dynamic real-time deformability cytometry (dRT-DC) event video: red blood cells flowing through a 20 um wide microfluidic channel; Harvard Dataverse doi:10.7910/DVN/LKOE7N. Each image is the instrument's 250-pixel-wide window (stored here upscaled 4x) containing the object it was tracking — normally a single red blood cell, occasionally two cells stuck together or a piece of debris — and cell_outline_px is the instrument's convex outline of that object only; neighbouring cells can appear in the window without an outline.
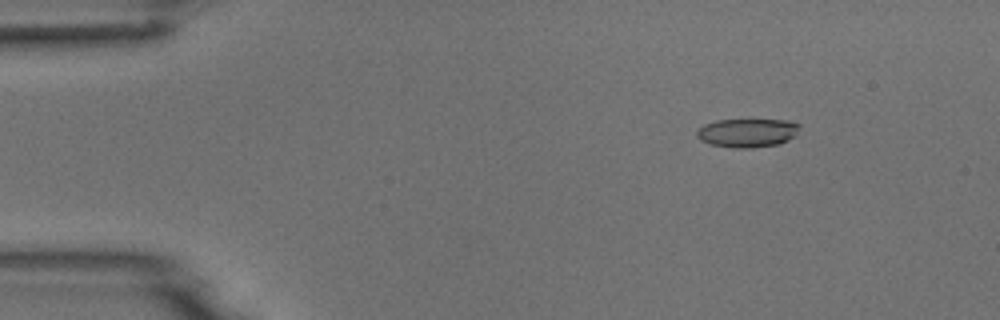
{"species": "common noctule bat (a hibernating species)", "species_latin": "Nyctalus noctula", "temperature_condition": "room temperature", "stored_images_in_passage": 5, "camera_frame_rate_fps": 3000, "um_per_image_px": 0.085, "animal": {"sex": "male", "body_mass_g": 18.8}, "frame": {"image": 1, "passage_image": 2, "time_ms": 1.333, "image_size_px": [1000, 320], "cell_outline_px": [[800, 124], [796, 136], [780, 144], [752, 148], [732, 148], [708, 144], [700, 140], [696, 136], [696, 132], [704, 124], [716, 120], [788, 120]], "centroid_in_image_um": [63.52, 11.3], "position_along_channel_um": 21.5, "area_um2": 17.4}}
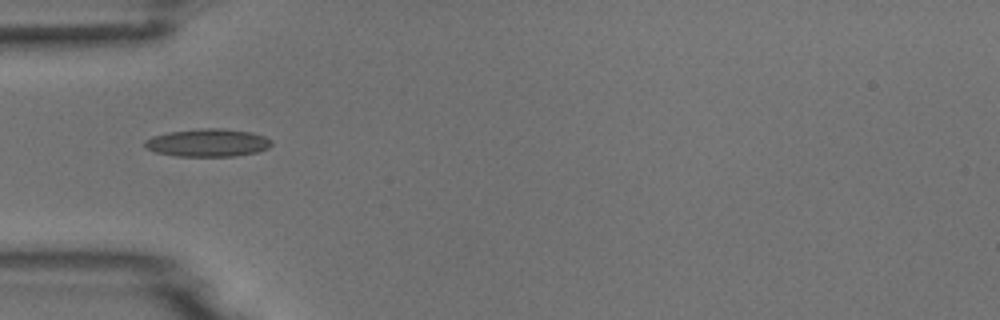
{"frame": {"image": 2, "passage_image": 5, "time_ms": 4.667, "image_size_px": [1000, 320], "cell_outline_px": [[272, 144], [268, 148], [256, 152], [236, 156], [176, 156], [156, 152], [144, 148], [144, 140], [152, 136], [168, 132], [200, 128], [220, 128], [252, 132], [264, 136], [272, 140]], "centroid_in_image_um": [17.64, 12.13], "position_along_channel_um": 67.4, "area_um2": 20.69}}